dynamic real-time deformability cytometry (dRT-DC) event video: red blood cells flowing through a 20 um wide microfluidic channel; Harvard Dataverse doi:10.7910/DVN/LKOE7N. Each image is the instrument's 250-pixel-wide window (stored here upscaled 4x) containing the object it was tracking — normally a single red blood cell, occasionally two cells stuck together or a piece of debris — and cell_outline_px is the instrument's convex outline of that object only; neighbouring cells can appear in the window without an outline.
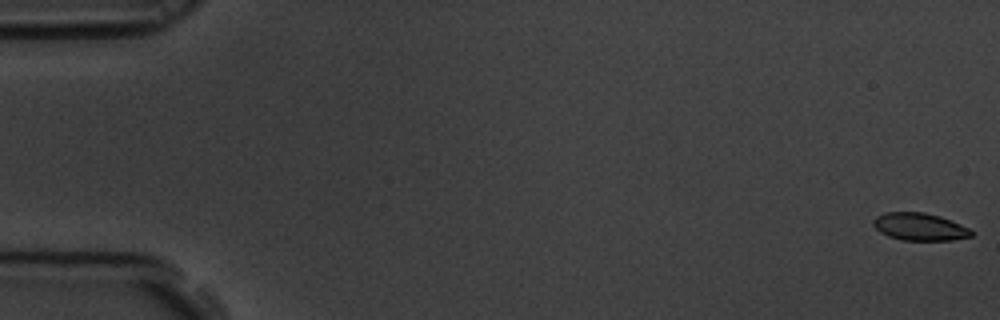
{"species": "common noctule bat (a hibernating species)", "species_latin": "Nyctalus noctula", "temperature_condition": "room temperature", "stored_images_in_passage": 59, "camera_frame_rate_fps": 3000, "um_per_image_px": 0.085, "animal": {"sex": "male", "body_mass_g": 19.5, "forearm_length_mm": 54.6}, "frame": {"image": 1, "passage_image": 1, "time_ms": 0.0, "image_size_px": [1000, 320], "cell_outline_px": [[972, 236], [952, 240], [900, 240], [888, 236], [880, 232], [872, 224], [872, 220], [876, 216], [884, 212], [924, 212], [940, 216], [960, 224], [968, 228], [972, 232]], "centroid_in_image_um": [78.13, 19.27], "position_along_channel_um": 6.9, "area_um2": 15.72}}
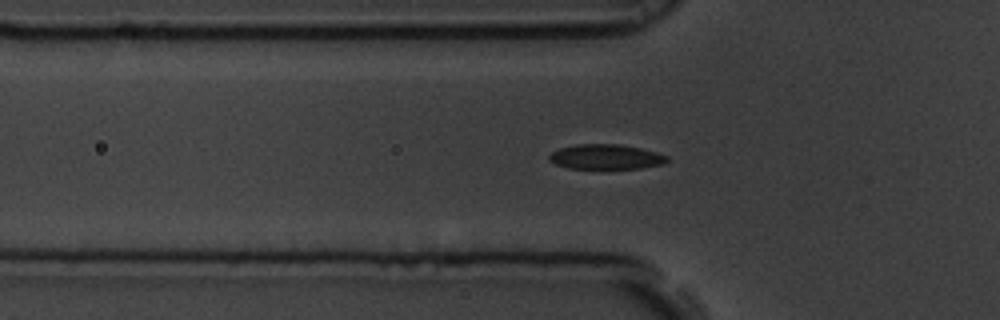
{"frame": {"image": 2, "passage_image": 20, "time_ms": 6.333, "image_size_px": [1000, 320], "cell_outline_px": [[668, 160], [664, 164], [640, 168], [568, 168], [556, 164], [548, 160], [548, 156], [552, 152], [560, 148], [576, 144], [620, 144], [640, 148], [656, 152], [668, 156]], "centroid_in_image_um": [51.5, 13.32], "position_along_channel_um": 74.3, "area_um2": 17.05}}
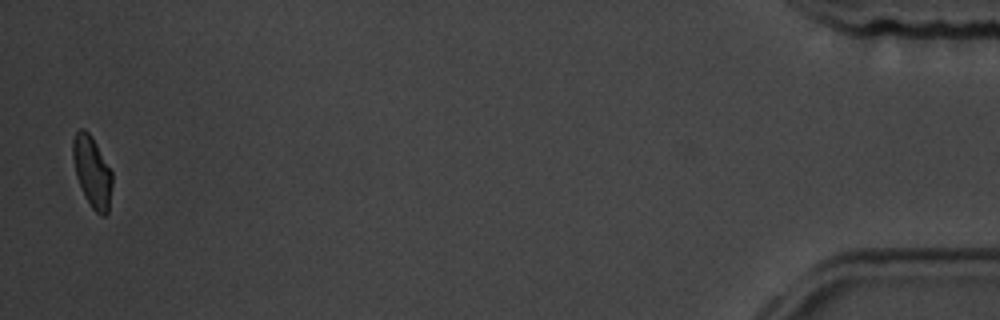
{"frame": {"image": 3, "passage_image": 58, "time_ms": 19.0, "image_size_px": [1000, 320], "cell_outline_px": [[112, 184], [108, 212], [104, 216], [100, 216], [92, 208], [76, 176], [72, 156], [72, 140], [76, 132], [80, 128], [84, 128], [92, 136], [112, 172]], "centroid_in_image_um": [7.83, 14.57], "position_along_channel_um": 427.4, "area_um2": 16.13}, "authors_computed_cell_mechanics": {"area_um2": 16.762, "velocity_mm_per_s": 3.5128, "shape_relaxation_time_tau1_ms": 2.6749, "shape_relaxation_time_tau2_ms": 2.1061, "deformation_change_tau1": 0.121, "deformation_change_tau2": 0.0443}}